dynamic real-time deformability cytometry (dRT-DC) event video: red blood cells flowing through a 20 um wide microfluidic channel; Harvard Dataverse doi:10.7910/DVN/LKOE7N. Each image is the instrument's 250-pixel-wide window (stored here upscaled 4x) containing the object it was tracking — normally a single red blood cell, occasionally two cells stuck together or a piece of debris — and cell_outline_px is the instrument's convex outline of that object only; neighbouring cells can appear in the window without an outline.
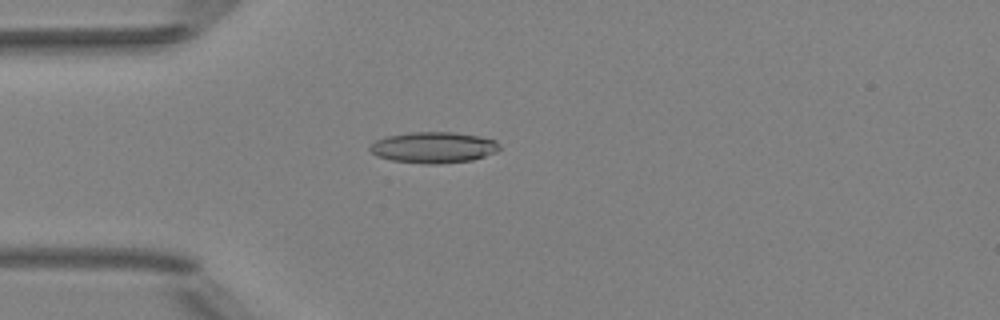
{"species": "Egyptian fruit bat (a non-hibernating species)", "species_latin": "Rousettus aegyptiacus", "temperature_condition": "room temperature", "stored_images_in_passage": 51, "camera_frame_rate_fps": 3000, "um_per_image_px": 0.085, "animal": {"sex": "female"}, "frame": {"image": 1, "passage_image": 14, "time_ms": 4.333, "image_size_px": [1000, 320], "cell_outline_px": [[500, 148], [496, 152], [472, 160], [440, 164], [428, 164], [392, 160], [376, 156], [368, 148], [376, 140], [384, 136], [408, 132], [456, 132], [480, 136], [496, 140], [500, 144]], "centroid_in_image_um": [36.86, 12.52], "position_along_channel_um": 48.1, "area_um2": 23.64}}
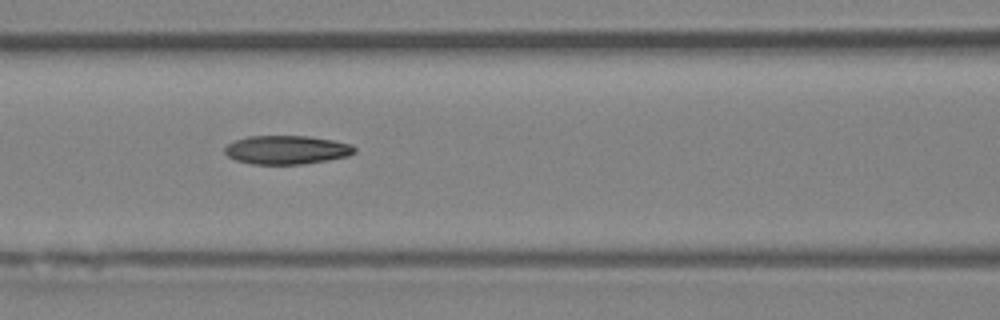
{"frame": {"image": 2, "passage_image": 22, "time_ms": 7.0, "image_size_px": [1000, 320], "cell_outline_px": [[356, 152], [348, 156], [328, 160], [300, 164], [252, 164], [236, 160], [228, 156], [224, 152], [224, 148], [232, 140], [248, 136], [308, 136], [332, 140], [352, 144], [356, 148]], "centroid_in_image_um": [24.36, 12.73], "position_along_channel_um": 142.2, "area_um2": 21.79}}
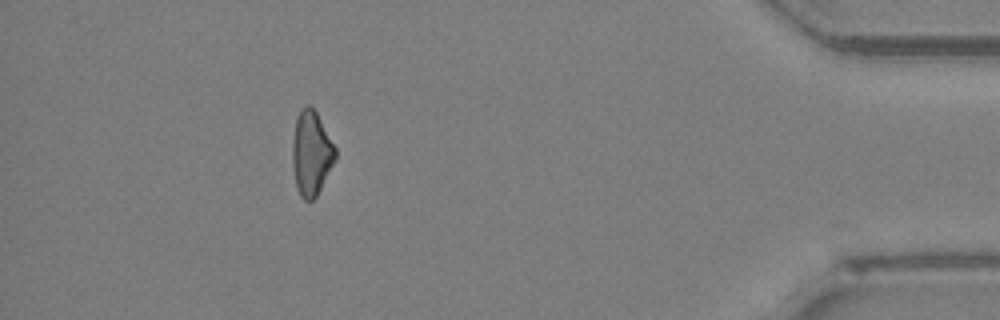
{"frame": {"image": 3, "passage_image": 46, "time_ms": 15.0, "image_size_px": [1000, 320], "cell_outline_px": [[336, 160], [316, 196], [312, 200], [304, 200], [300, 196], [296, 188], [292, 164], [292, 144], [296, 120], [300, 112], [308, 104], [316, 112], [336, 148]], "centroid_in_image_um": [26.46, 13.07], "position_along_channel_um": 408.7, "area_um2": 20.92}, "authors_computed_cell_mechanics": {"area_um2": 21.8484, "velocity_mm_per_s": 4.032, "shape_relaxation_time_tau1_ms": 10.1439, "shape_relaxation_time_tau2_ms": null, "deformation_change_tau1": 0.1945, "deformation_change_tau2": null}}